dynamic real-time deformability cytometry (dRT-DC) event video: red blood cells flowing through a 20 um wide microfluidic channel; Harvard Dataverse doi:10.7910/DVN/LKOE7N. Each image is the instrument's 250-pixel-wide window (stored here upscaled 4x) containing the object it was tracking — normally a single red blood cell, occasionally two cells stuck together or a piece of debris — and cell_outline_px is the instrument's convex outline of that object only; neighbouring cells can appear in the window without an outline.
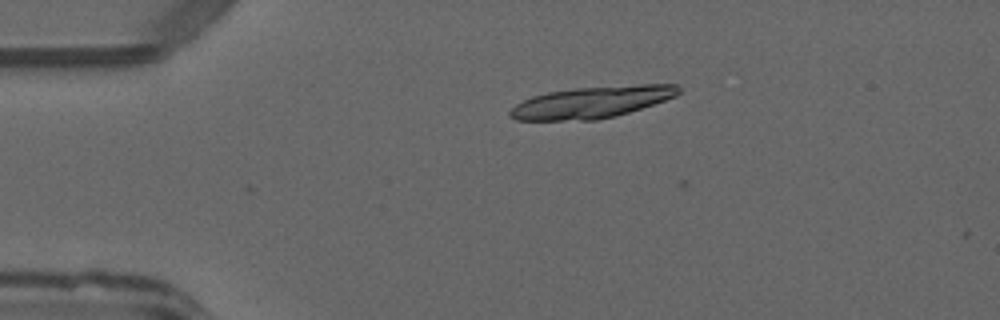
{"species": "common noctule bat (a hibernating species)", "species_latin": "Nyctalus noctula", "temperature_condition": "warm", "stored_images_in_passage": 3, "camera_frame_rate_fps": 3000, "um_per_image_px": 0.085, "animal": {"sex": "male", "forearm_length_mm": 52.5}, "frame": {"image": 1, "passage_image": 3, "time_ms": 0.667, "image_size_px": [1000, 320], "cell_outline_px": [[680, 92], [676, 96], [628, 112], [596, 120], [516, 120], [508, 116], [508, 112], [516, 104], [532, 96], [548, 92], [572, 88], [640, 84], [676, 84], [680, 88]], "centroid_in_image_um": [50.27, 8.68], "position_along_channel_um": 34.7, "area_um2": 30.92}}